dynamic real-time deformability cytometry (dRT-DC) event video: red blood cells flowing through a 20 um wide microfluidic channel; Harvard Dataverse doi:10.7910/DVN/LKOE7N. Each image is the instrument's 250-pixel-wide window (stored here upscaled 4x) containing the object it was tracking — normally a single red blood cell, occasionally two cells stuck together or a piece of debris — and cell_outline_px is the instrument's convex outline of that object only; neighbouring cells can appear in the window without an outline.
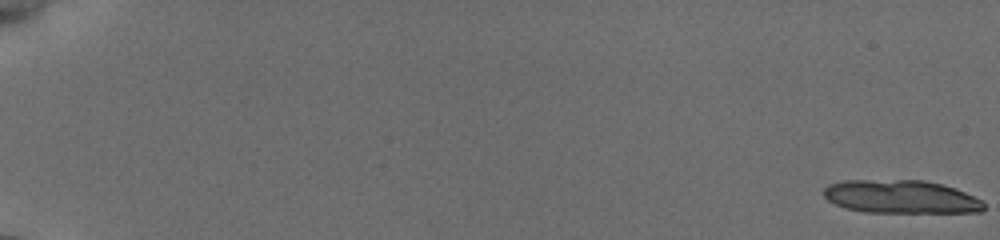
{"species": "common noctule bat (a hibernating species)", "species_latin": "Nyctalus noctula", "temperature_condition": "cold", "stored_images_in_passage": 65, "camera_frame_rate_fps": 3000, "um_per_image_px": 0.085, "animal": {"sex": "female", "body_mass_g": 19.5, "forearm_length_mm": 54.1}, "frame": {"image": 1, "passage_image": 1, "time_ms": 0.0, "image_size_px": [1000, 240], "cell_outline_px": [[984, 208], [980, 212], [864, 212], [844, 208], [828, 200], [824, 196], [824, 188], [828, 184], [840, 180], [924, 180], [944, 184], [956, 188], [980, 200], [984, 204]], "centroid_in_image_um": [76.54, 16.72], "position_along_channel_um": 8.5, "area_um2": 31.1}}
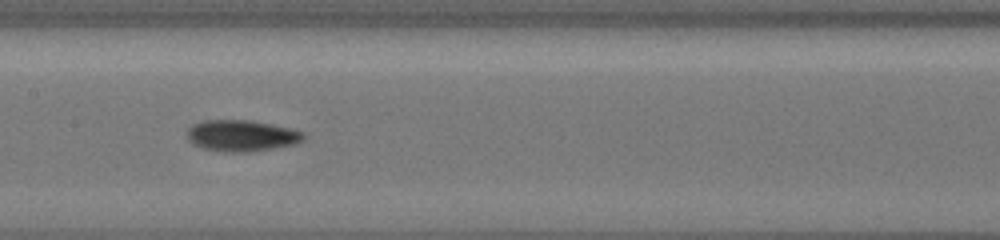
{"frame": {"image": 2, "passage_image": 52, "time_ms": 10.333, "image_size_px": [1000, 240], "cell_outline_px": [[304, 140], [296, 144], [248, 152], [224, 152], [204, 148], [192, 144], [188, 140], [188, 128], [192, 124], [204, 120], [248, 120], [288, 128], [304, 132]], "centroid_in_image_um": [20.51, 11.54], "position_along_channel_um": 186.9, "area_um2": 21.1}}
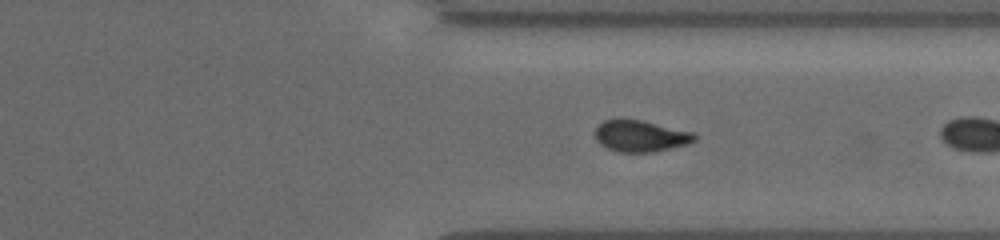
{"frame": {"image": 3, "passage_image": 63, "time_ms": 14.0, "image_size_px": [1000, 240], "cell_outline_px": [[696, 140], [688, 144], [652, 152], [616, 152], [600, 144], [596, 140], [596, 128], [604, 120], [620, 116], [640, 120], [692, 132], [696, 136]], "centroid_in_image_um": [54.4, 11.54], "position_along_channel_um": 357.0, "area_um2": 18.38}}